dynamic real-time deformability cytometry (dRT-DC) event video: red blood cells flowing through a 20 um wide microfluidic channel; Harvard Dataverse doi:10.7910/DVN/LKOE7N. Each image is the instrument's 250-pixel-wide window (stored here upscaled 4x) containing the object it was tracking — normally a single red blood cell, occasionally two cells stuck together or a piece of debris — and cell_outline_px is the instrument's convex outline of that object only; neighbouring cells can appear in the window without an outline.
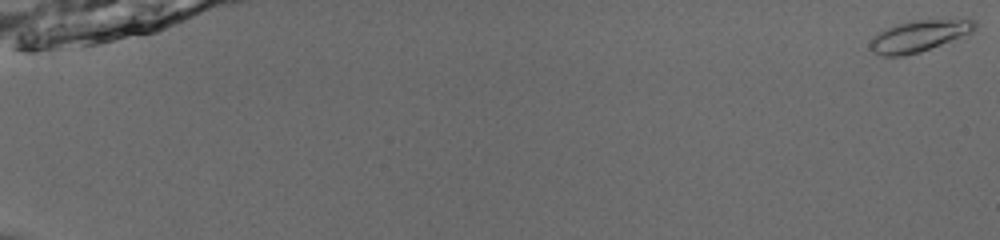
{"species": "common noctule bat (a hibernating species)", "species_latin": "Nyctalus noctula", "temperature_condition": "room temperature", "stored_images_in_passage": 55, "camera_frame_rate_fps": 3000, "um_per_image_px": 0.085, "animal": {"sex": "male", "body_mass_g": 13.0, "forearm_length_mm": 53.1}, "frame": {"image": 1, "passage_image": 1, "time_ms": 0.0, "image_size_px": [1000, 240], "cell_outline_px": [[976, 28], [972, 32], [920, 52], [904, 56], [880, 56], [872, 52], [868, 48], [868, 44], [880, 32], [896, 24], [916, 20], [976, 20]], "centroid_in_image_um": [78.06, 3.08], "position_along_channel_um": 6.9, "area_um2": 18.79}}
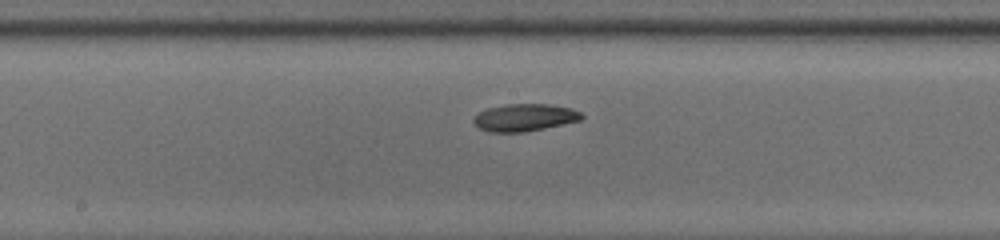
{"frame": {"image": 2, "passage_image": 32, "time_ms": 10.333, "image_size_px": [1000, 240], "cell_outline_px": [[584, 116], [580, 120], [544, 128], [524, 132], [488, 132], [480, 128], [472, 120], [480, 112], [488, 108], [504, 104], [548, 104], [572, 108], [580, 112]], "centroid_in_image_um": [44.6, 9.98], "position_along_channel_um": 203.6, "area_um2": 17.05}}
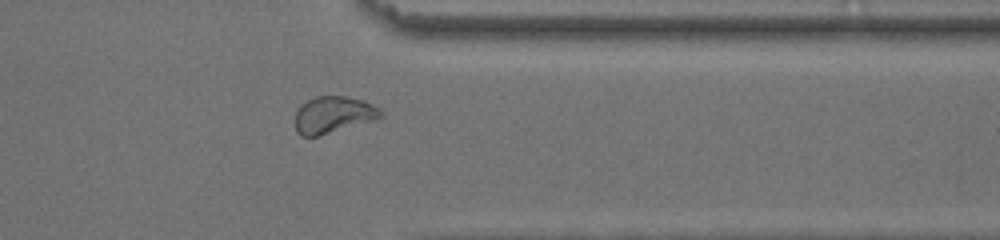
{"frame": {"image": 3, "passage_image": 46, "time_ms": 15.0, "image_size_px": [1000, 240], "cell_outline_px": [[384, 116], [376, 120], [316, 136], [300, 136], [296, 132], [296, 112], [300, 104], [316, 96], [344, 96], [360, 100], [372, 104], [380, 108], [384, 112]], "centroid_in_image_um": [28.35, 9.75], "position_along_channel_um": 383.1, "area_um2": 18.32}, "authors_computed_cell_mechanics": {"area_um2": 17.629, "velocity_mm_per_s": 3.8867, "shape_relaxation_time_tau1_ms": 3.223, "shape_relaxation_time_tau2_ms": 6.5388, "deformation_change_tau1": 0.1197, "deformation_change_tau2": 0.1131}}